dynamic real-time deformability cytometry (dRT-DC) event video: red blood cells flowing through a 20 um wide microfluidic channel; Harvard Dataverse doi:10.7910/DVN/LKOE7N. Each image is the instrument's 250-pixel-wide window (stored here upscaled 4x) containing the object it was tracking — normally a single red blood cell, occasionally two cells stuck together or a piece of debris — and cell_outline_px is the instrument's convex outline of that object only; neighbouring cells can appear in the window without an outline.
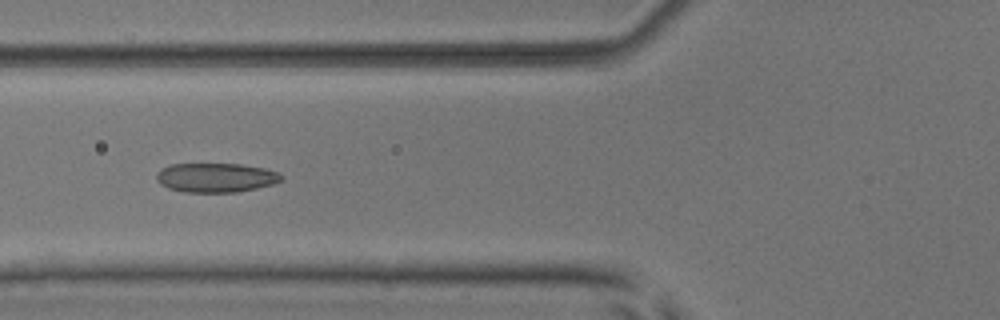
{"species": "common noctule bat (a hibernating species)", "species_latin": "Nyctalus noctula", "temperature_condition": "room temperature", "stored_images_in_passage": 6, "camera_frame_rate_fps": 3000, "um_per_image_px": 0.085, "animal": {"sex": "male", "body_mass_g": 17.9, "forearm_length_mm": 54.2}, "frame": {"image": 1, "passage_image": 5, "time_ms": 4.667, "image_size_px": [1000, 320], "cell_outline_px": [[284, 180], [272, 184], [256, 188], [236, 192], [184, 192], [168, 188], [160, 184], [156, 180], [156, 172], [160, 168], [168, 164], [240, 164], [264, 168], [276, 172], [284, 176]], "centroid_in_image_um": [18.31, 15.09], "position_along_channel_um": 107.5, "area_um2": 21.44}}
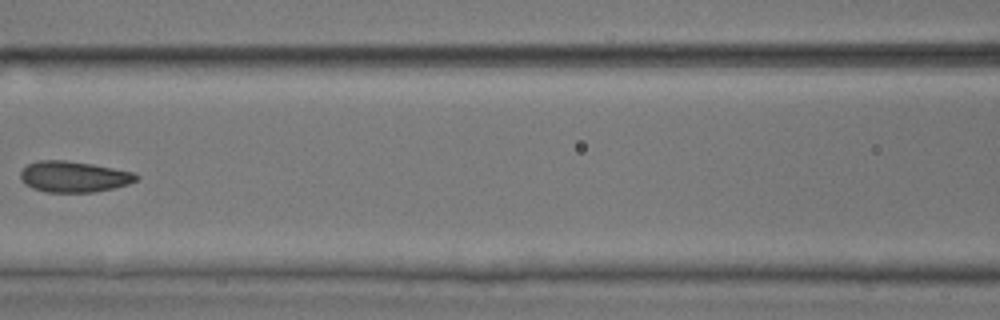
{"frame": {"image": 2, "passage_image": 6, "time_ms": 6.0, "image_size_px": [1000, 320], "cell_outline_px": [[140, 176], [136, 180], [128, 184], [112, 188], [92, 192], [44, 192], [32, 188], [24, 184], [20, 180], [20, 172], [28, 164], [40, 160], [64, 160], [92, 164], [132, 172]], "centroid_in_image_um": [6.23, 15.02], "position_along_channel_um": 160.4, "area_um2": 20.81}}